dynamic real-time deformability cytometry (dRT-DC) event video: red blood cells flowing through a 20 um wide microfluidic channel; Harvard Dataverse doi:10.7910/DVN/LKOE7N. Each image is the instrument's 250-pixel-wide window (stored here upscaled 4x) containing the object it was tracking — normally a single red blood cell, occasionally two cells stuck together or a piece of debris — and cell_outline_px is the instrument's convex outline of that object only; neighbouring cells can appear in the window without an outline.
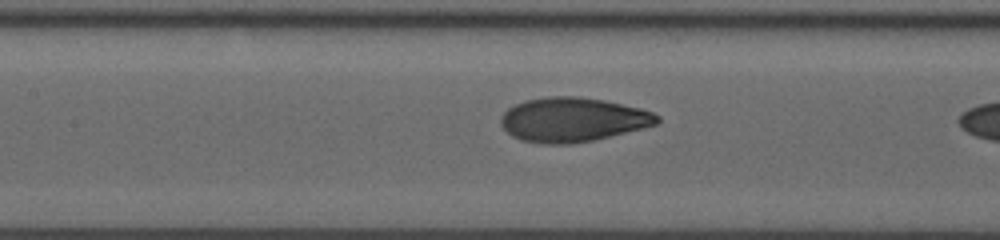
{"species": "human", "species_latin": "Homo sapiens", "temperature_condition": "room temperature", "stored_images_in_passage": 27, "camera_frame_rate_fps": 3000, "um_per_image_px": 0.085, "donor": {"sex": "male"}, "frame": {"image": 1, "passage_image": 19, "time_ms": 6.0, "image_size_px": [1000, 240], "cell_outline_px": [[660, 120], [656, 124], [644, 128], [592, 140], [568, 144], [544, 144], [524, 140], [512, 136], [500, 124], [500, 116], [508, 108], [524, 100], [548, 96], [580, 96], [604, 100], [640, 108], [652, 112], [660, 116]], "centroid_in_image_um": [48.67, 10.16], "position_along_channel_um": 158.7, "area_um2": 40.29}}
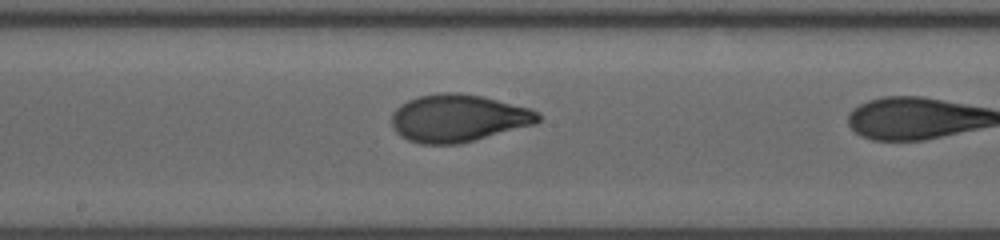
{"frame": {"image": 2, "passage_image": 23, "time_ms": 7.333, "image_size_px": [1000, 240], "cell_outline_px": [[540, 120], [536, 124], [456, 144], [420, 144], [408, 140], [400, 136], [392, 128], [392, 112], [400, 104], [408, 100], [420, 96], [436, 92], [456, 92], [484, 96], [528, 108], [540, 112]], "centroid_in_image_um": [38.92, 10.03], "position_along_channel_um": 209.3, "area_um2": 40.58}}
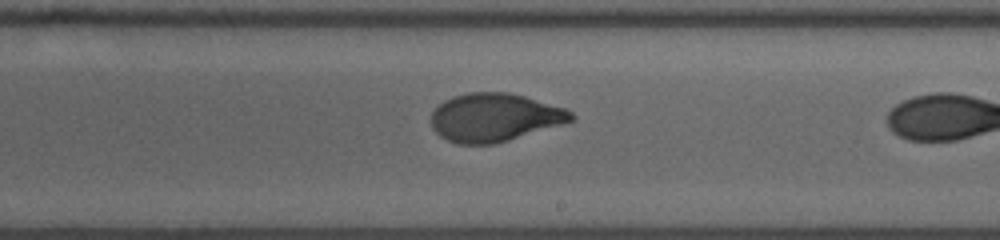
{"frame": {"image": 3, "passage_image": 26, "time_ms": 8.333, "image_size_px": [1000, 240], "cell_outline_px": [[576, 116], [572, 120], [560, 124], [496, 144], [456, 144], [440, 136], [432, 128], [432, 112], [444, 100], [452, 96], [468, 92], [508, 92], [524, 96], [564, 108], [572, 112]], "centroid_in_image_um": [42.0, 9.98], "position_along_channel_um": 247.0, "area_um2": 39.07}}